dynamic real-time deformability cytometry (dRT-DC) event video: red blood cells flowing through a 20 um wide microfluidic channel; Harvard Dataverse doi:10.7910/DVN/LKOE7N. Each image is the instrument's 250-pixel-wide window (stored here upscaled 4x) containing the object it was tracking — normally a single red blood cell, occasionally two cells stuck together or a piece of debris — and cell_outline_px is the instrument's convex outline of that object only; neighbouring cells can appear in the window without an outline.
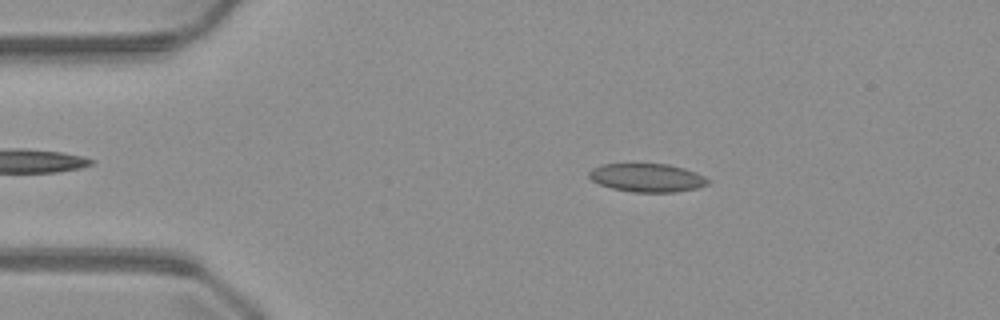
{"species": "common noctule bat (a hibernating species)", "species_latin": "Nyctalus noctula", "temperature_condition": "warm", "stored_images_in_passage": 43, "camera_frame_rate_fps": 3000, "um_per_image_px": 0.085, "animal": {"sex": "male", "body_mass_g": 23.1, "forearm_length_mm": 52.7}, "frame": {"image": 1, "passage_image": 9, "time_ms": 2.667, "image_size_px": [1000, 320], "cell_outline_px": [[708, 184], [696, 188], [676, 192], [632, 192], [612, 188], [600, 184], [592, 180], [588, 176], [588, 172], [592, 168], [604, 164], [668, 164], [684, 168], [696, 172], [704, 176], [708, 180]], "centroid_in_image_um": [54.99, 15.1], "position_along_channel_um": 30.0, "area_um2": 19.59}}
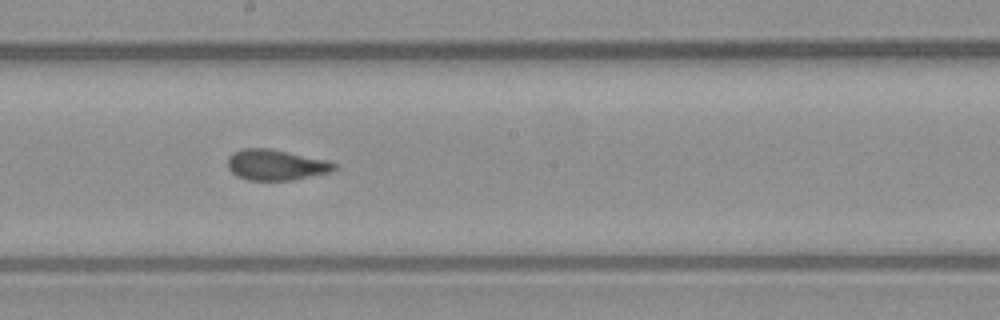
{"frame": {"image": 2, "passage_image": 27, "time_ms": 8.667, "image_size_px": [1000, 320], "cell_outline_px": [[336, 168], [328, 172], [292, 180], [248, 180], [236, 176], [228, 168], [228, 156], [232, 152], [244, 148], [268, 148], [328, 160], [336, 164]], "centroid_in_image_um": [23.41, 14.01], "position_along_channel_um": 224.8, "area_um2": 18.96}}
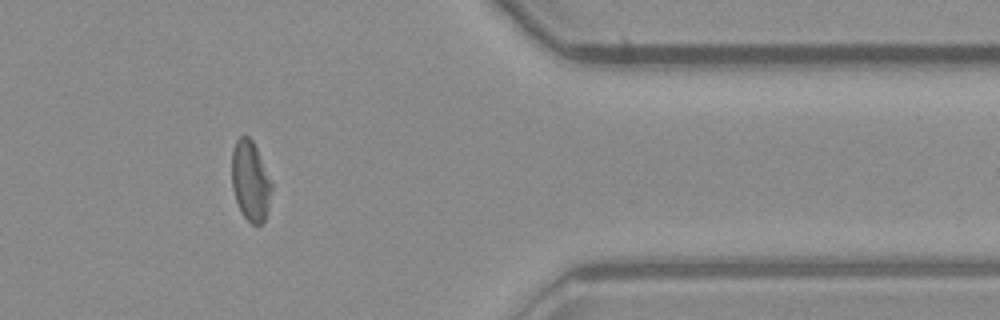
{"frame": {"image": 3, "passage_image": 41, "time_ms": 13.333, "image_size_px": [1000, 320], "cell_outline_px": [[272, 188], [268, 208], [264, 220], [260, 224], [252, 224], [244, 216], [236, 200], [232, 188], [232, 152], [236, 140], [240, 136], [248, 136], [252, 140], [256, 148], [272, 184]], "centroid_in_image_um": [21.27, 15.37], "position_along_channel_um": 390.1, "area_um2": 18.21}}